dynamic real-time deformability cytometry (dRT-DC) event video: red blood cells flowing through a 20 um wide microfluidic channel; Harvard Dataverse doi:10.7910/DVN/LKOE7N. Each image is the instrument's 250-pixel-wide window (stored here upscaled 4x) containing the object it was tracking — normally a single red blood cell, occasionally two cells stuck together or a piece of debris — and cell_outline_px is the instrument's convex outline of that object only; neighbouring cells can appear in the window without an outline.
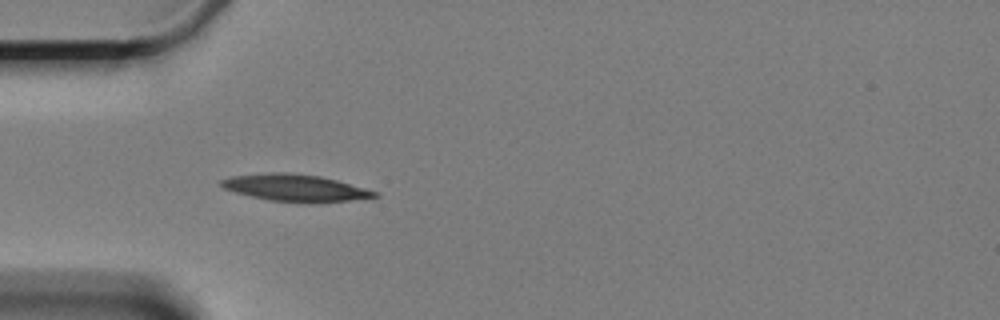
{"species": "Egyptian fruit bat (a non-hibernating species)", "species_latin": "Rousettus aegyptiacus", "temperature_condition": "cold", "stored_images_in_passage": 35, "camera_frame_rate_fps": 3000, "um_per_image_px": 0.085, "animal": {"sex": "female"}, "frame": {"image": 1, "passage_image": 1, "time_ms": 0.0, "image_size_px": [1000, 320], "cell_outline_px": [[380, 196], [348, 200], [308, 204], [268, 200], [236, 192], [224, 188], [220, 184], [220, 180], [232, 176], [272, 172], [284, 172], [320, 176], [336, 180], [380, 192]], "centroid_in_image_um": [25.12, 15.98], "position_along_channel_um": 59.9, "area_um2": 24.1}}
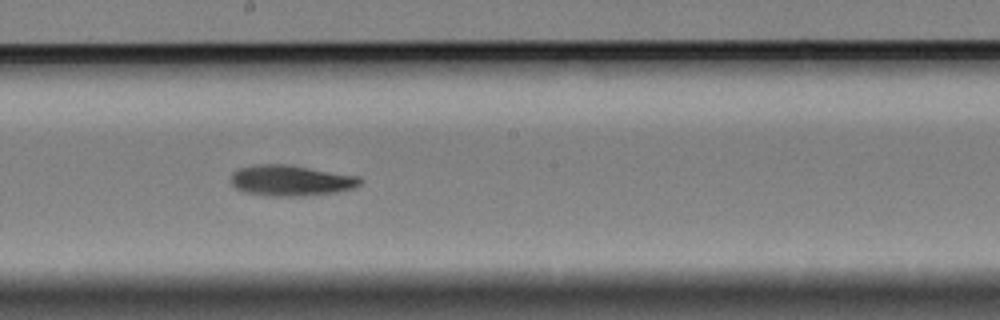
{"frame": {"image": 2, "passage_image": 16, "time_ms": 5.0, "image_size_px": [1000, 320], "cell_outline_px": [[364, 180], [360, 184], [352, 188], [336, 192], [304, 196], [272, 196], [244, 192], [236, 188], [232, 184], [232, 172], [236, 168], [256, 164], [284, 164], [360, 176]], "centroid_in_image_um": [24.72, 15.34], "position_along_channel_um": 223.5, "area_um2": 23.18}}
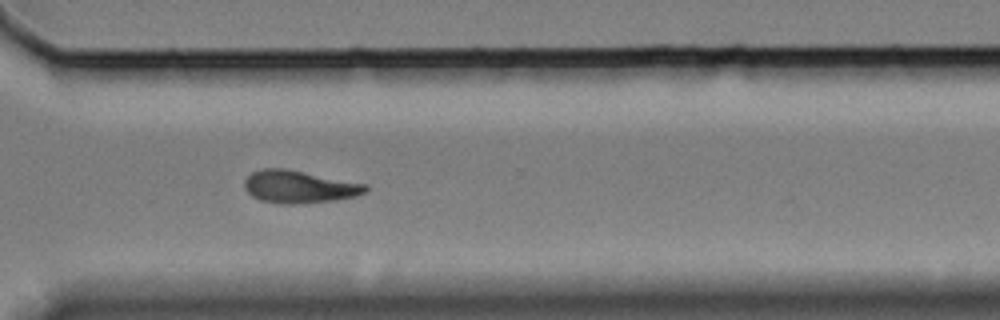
{"frame": {"image": 3, "passage_image": 27, "time_ms": 8.667, "image_size_px": [1000, 320], "cell_outline_px": [[368, 188], [364, 192], [356, 196], [336, 200], [292, 204], [280, 204], [260, 200], [252, 196], [244, 188], [244, 180], [252, 172], [264, 168], [284, 168], [368, 184]], "centroid_in_image_um": [25.41, 15.87], "position_along_channel_um": 345.2, "area_um2": 22.95}, "authors_computed_cell_mechanics": {"area_um2": 22.7154, "velocity_mm_per_s": 3.3257, "shape_relaxation_time_tau1_ms": 7.2717, "shape_relaxation_time_tau2_ms": 9.0693, "deformation_change_tau1": 0.1589, "deformation_change_tau2": 0.1508}}